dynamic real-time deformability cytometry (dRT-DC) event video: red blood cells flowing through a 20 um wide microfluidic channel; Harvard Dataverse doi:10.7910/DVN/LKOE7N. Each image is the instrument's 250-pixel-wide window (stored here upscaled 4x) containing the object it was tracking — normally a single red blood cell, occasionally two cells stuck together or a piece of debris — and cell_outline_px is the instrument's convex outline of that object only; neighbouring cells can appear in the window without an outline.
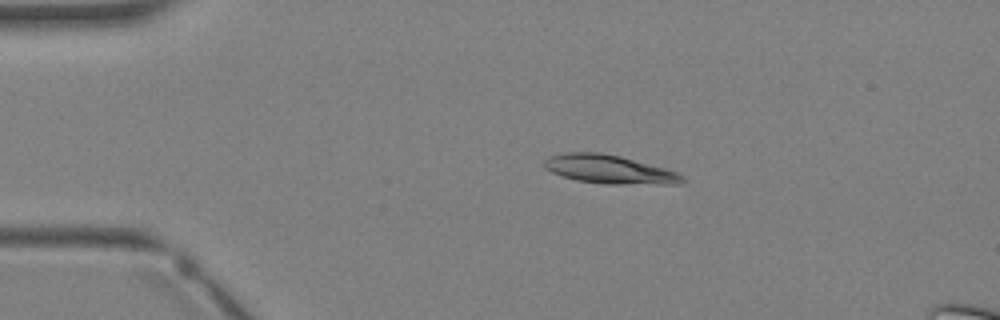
{"species": "Egyptian fruit bat (a non-hibernating species)", "species_latin": "Rousettus aegyptiacus", "temperature_condition": "warm", "stored_images_in_passage": 3, "camera_frame_rate_fps": 3000, "um_per_image_px": 0.085, "animal": {"sex": "female"}, "frame": {"image": 1, "passage_image": 1, "time_ms": 0.0, "image_size_px": [1000, 320], "cell_outline_px": [[688, 180], [680, 184], [604, 184], [576, 180], [552, 172], [544, 168], [544, 160], [548, 156], [568, 152], [600, 152], [620, 156], [664, 168], [676, 172], [684, 176]], "centroid_in_image_um": [51.81, 14.4], "position_along_channel_um": 33.2, "area_um2": 23.06}}